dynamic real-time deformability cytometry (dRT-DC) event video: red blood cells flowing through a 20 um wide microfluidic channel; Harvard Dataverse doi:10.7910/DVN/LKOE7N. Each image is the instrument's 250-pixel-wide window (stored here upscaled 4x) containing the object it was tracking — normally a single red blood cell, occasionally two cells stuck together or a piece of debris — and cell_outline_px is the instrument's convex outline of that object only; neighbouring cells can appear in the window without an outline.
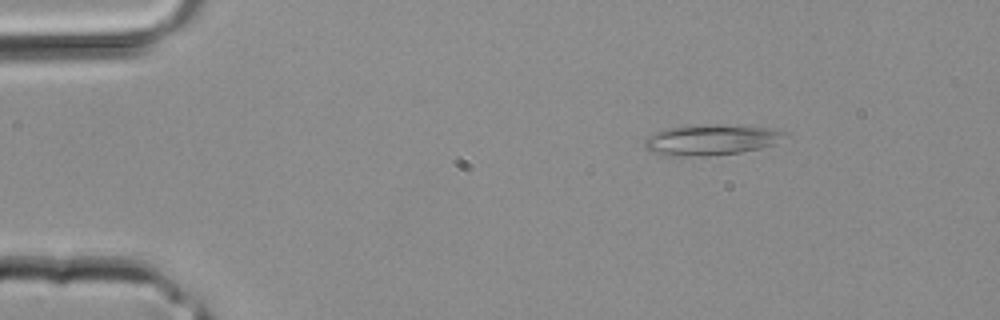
{"species": "common noctule bat (a hibernating species)", "species_latin": "Nyctalus noctula", "temperature_condition": "room temperature", "stored_images_in_passage": 23, "camera_frame_rate_fps": 3000, "um_per_image_px": 0.085, "animal": {"sex": "male", "body_mass_g": 20.4}, "frame": {"image": 1, "passage_image": 1, "time_ms": 0.0, "image_size_px": [1000, 320], "cell_outline_px": [[792, 136], [776, 144], [760, 148], [740, 152], [708, 156], [668, 156], [652, 152], [644, 148], [644, 140], [652, 132], [664, 128], [772, 128], [792, 132]], "centroid_in_image_um": [60.49, 11.95], "position_along_channel_um": 24.5, "area_um2": 24.1}}
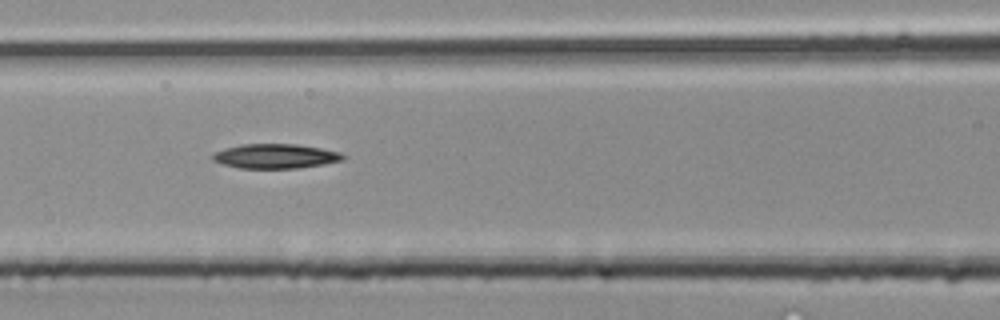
{"frame": {"image": 2, "passage_image": 12, "time_ms": 3.667, "image_size_px": [1000, 320], "cell_outline_px": [[344, 160], [324, 164], [300, 168], [240, 168], [224, 164], [212, 160], [208, 156], [212, 152], [224, 148], [240, 144], [296, 144], [320, 148], [340, 152], [344, 156]], "centroid_in_image_um": [23.35, 13.27], "position_along_channel_um": 143.2, "area_um2": 18.79}}
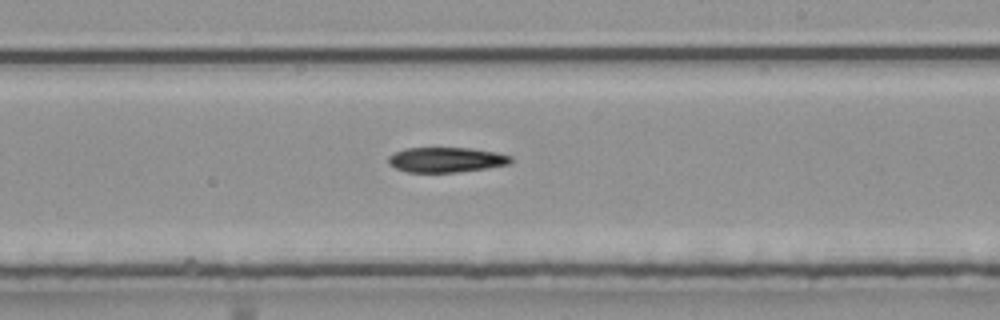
{"frame": {"image": 3, "passage_image": 18, "time_ms": 5.667, "image_size_px": [1000, 320], "cell_outline_px": [[512, 164], [488, 168], [456, 172], [408, 172], [396, 168], [388, 164], [388, 156], [392, 152], [404, 148], [472, 148], [496, 152], [512, 156]], "centroid_in_image_um": [37.93, 13.57], "position_along_channel_um": 251.1, "area_um2": 18.09}}